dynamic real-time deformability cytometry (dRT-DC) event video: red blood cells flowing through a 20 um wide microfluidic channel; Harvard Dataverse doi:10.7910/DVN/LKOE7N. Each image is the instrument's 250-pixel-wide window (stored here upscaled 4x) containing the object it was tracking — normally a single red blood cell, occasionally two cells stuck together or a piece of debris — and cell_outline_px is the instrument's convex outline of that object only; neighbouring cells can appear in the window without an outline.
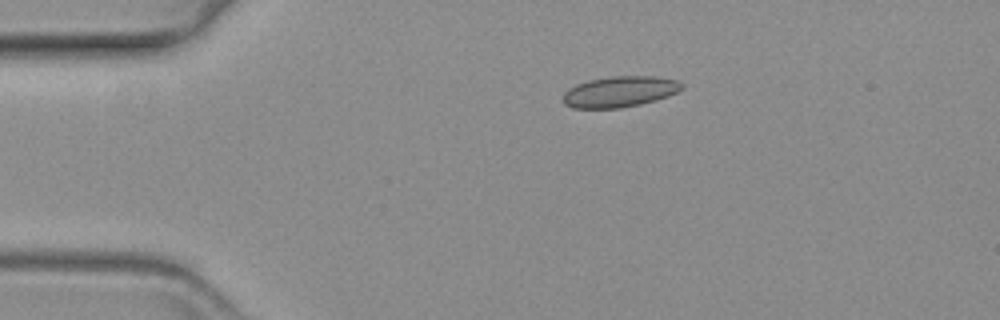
{"species": "common noctule bat (a hibernating species)", "species_latin": "Nyctalus noctula", "temperature_condition": "warm", "stored_images_in_passage": 49, "camera_frame_rate_fps": 3000, "um_per_image_px": 0.085, "animal": {"sex": "female", "body_mass_g": 19.3, "forearm_length_mm": 54.1}, "frame": {"image": 1, "passage_image": 1, "time_ms": 0.0, "image_size_px": [1000, 320], "cell_outline_px": [[684, 88], [668, 96], [656, 100], [640, 104], [620, 108], [572, 108], [564, 104], [560, 100], [560, 96], [568, 88], [576, 84], [588, 80], [608, 76], [656, 76], [676, 80], [684, 84]], "centroid_in_image_um": [52.62, 7.79], "position_along_channel_um": 32.4, "area_um2": 21.73}}
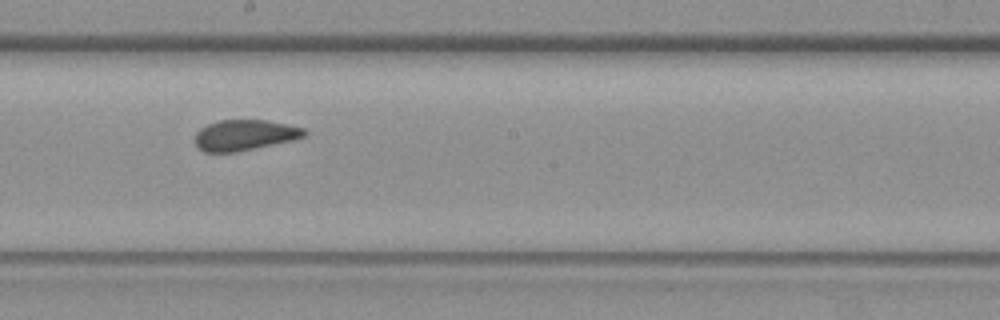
{"frame": {"image": 2, "passage_image": 22, "time_ms": 7.0, "image_size_px": [1000, 320], "cell_outline_px": [[308, 132], [304, 136], [292, 140], [236, 152], [204, 152], [196, 148], [196, 132], [200, 128], [208, 124], [220, 120], [264, 120], [288, 124], [304, 128]], "centroid_in_image_um": [20.78, 11.48], "position_along_channel_um": 227.4, "area_um2": 19.48}}
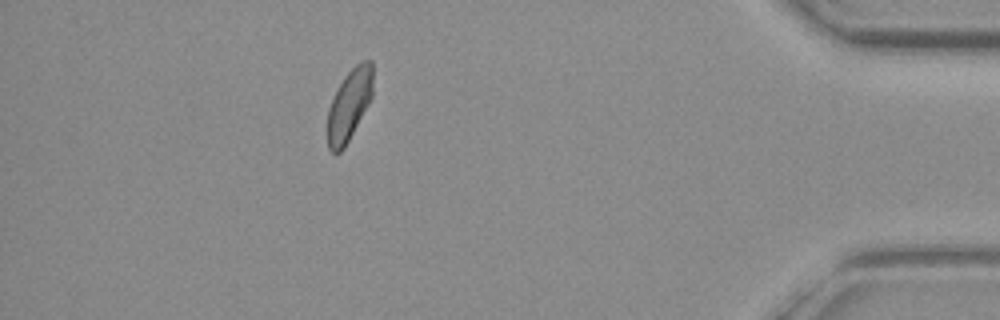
{"frame": {"image": 3, "passage_image": 42, "time_ms": 13.667, "image_size_px": [1000, 320], "cell_outline_px": [[372, 96], [368, 104], [344, 148], [340, 152], [332, 152], [328, 148], [328, 108], [344, 76], [360, 60], [372, 60]], "centroid_in_image_um": [29.69, 8.89], "position_along_channel_um": 405.5, "area_um2": 18.5}}